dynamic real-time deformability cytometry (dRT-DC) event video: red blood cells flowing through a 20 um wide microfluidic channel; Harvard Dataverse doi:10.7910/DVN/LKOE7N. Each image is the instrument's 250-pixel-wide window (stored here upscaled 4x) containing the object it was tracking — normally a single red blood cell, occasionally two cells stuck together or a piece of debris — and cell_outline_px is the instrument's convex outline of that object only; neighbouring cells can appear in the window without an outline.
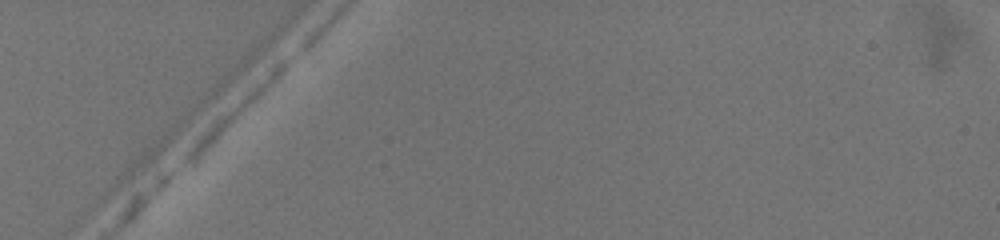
{"species": "common noctule bat (a hibernating species)", "species_latin": "Nyctalus noctula", "temperature_condition": "warm", "stored_images_in_passage": 2, "camera_frame_rate_fps": 3000, "um_per_image_px": 0.085, "animal": {"sex": "female", "body_mass_g": 19.5, "forearm_length_mm": 54.1}, "frame": {"image": 1, "passage_image": 1, "time_ms": 0.0, "image_size_px": [1000, 240], "cell_outline_px": [[296, 52], [288, 64], [260, 92], [192, 156], [184, 160], [184, 152], [196, 136], [216, 116], [256, 80], [284, 56]], "centroid_in_image_um": [20.06, 9.06], "position_along_channel_um": 64.9, "area_um2": 11.73}}